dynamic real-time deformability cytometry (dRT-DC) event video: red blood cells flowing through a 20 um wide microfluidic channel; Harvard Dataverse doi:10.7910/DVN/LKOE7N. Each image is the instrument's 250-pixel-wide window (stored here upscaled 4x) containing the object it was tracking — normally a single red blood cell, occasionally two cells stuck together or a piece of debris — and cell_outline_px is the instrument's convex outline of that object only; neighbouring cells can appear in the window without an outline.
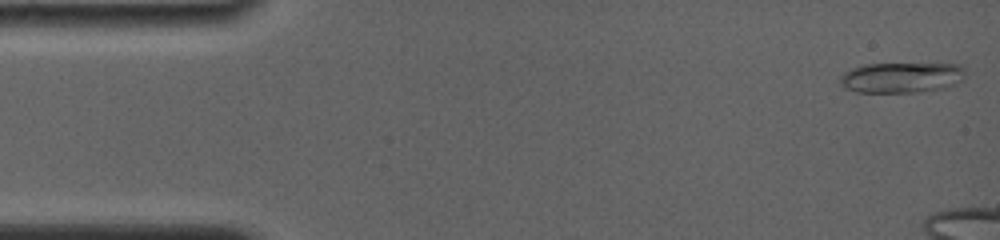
{"species": "common noctule bat (a hibernating species)", "species_latin": "Nyctalus noctula", "temperature_condition": "room temperature", "stored_images_in_passage": 8, "camera_frame_rate_fps": 4000, "um_per_image_px": 0.085, "animal": {"sex": "female", "body_mass_g": 19.0, "forearm_length_mm": 56.7}, "frame": {"image": 1, "passage_image": 1, "time_ms": 0.0, "image_size_px": [1000, 240], "cell_outline_px": [[964, 76], [956, 84], [944, 88], [920, 92], [856, 92], [844, 88], [840, 84], [840, 76], [844, 72], [852, 68], [864, 64], [964, 64]], "centroid_in_image_um": [76.62, 6.59], "position_along_channel_um": 8.4, "area_um2": 22.37}}